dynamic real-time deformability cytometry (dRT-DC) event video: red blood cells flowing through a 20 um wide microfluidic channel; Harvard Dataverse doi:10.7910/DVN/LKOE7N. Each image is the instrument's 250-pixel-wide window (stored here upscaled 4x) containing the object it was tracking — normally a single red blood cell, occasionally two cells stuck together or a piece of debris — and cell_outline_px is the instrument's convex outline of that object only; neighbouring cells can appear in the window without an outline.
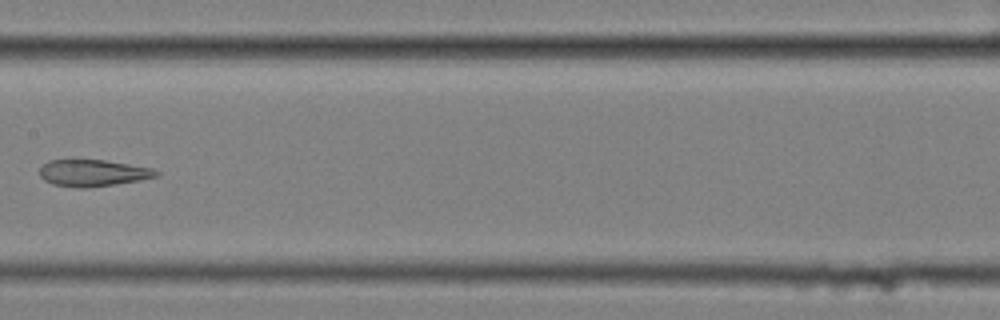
{"species": "common noctule bat (a hibernating species)", "species_latin": "Nyctalus noctula", "temperature_condition": "cold", "stored_images_in_passage": 7, "camera_frame_rate_fps": 3000, "um_per_image_px": 0.085, "animal": {"sex": "female", "body_mass_g": 25.1}, "frame": {"image": 1, "passage_image": 5, "time_ms": 1.333, "image_size_px": [1000, 320], "cell_outline_px": [[160, 176], [140, 180], [116, 184], [88, 188], [76, 188], [52, 184], [44, 180], [40, 176], [40, 168], [48, 160], [68, 156], [104, 160], [152, 168], [160, 172]], "centroid_in_image_um": [7.84, 14.66], "position_along_channel_um": 199.6, "area_um2": 19.02}}
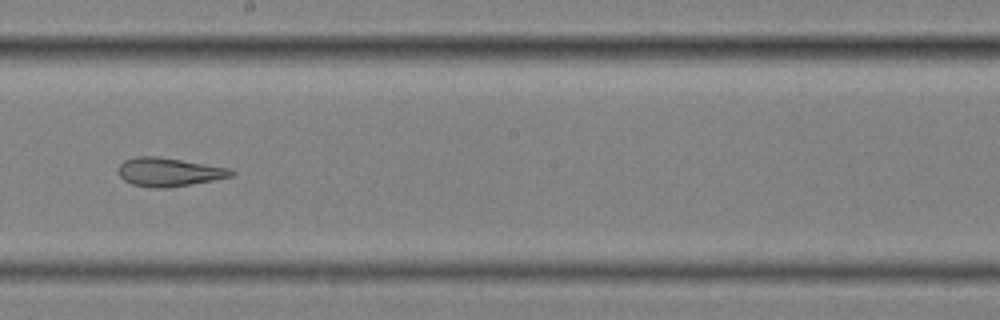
{"frame": {"image": 2, "passage_image": 6, "time_ms": 1.667, "image_size_px": [1000, 320], "cell_outline_px": [[236, 172], [232, 176], [212, 180], [168, 188], [152, 188], [132, 184], [124, 180], [116, 172], [120, 164], [124, 160], [136, 156], [156, 156], [232, 168]], "centroid_in_image_um": [14.34, 14.62], "position_along_channel_um": 233.9, "area_um2": 18.9}}
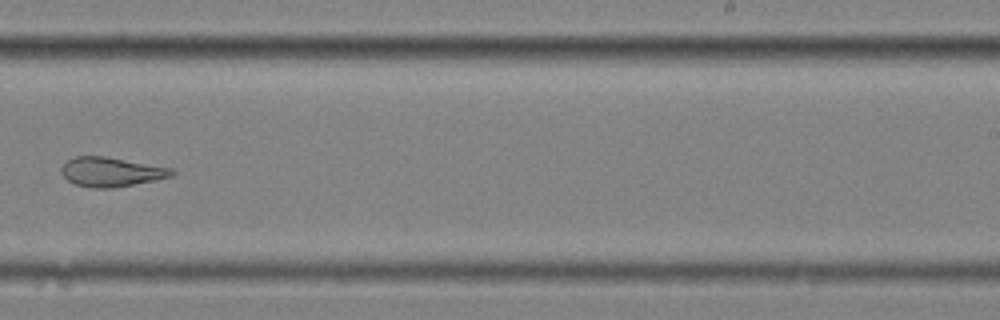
{"frame": {"image": 3, "passage_image": 7, "time_ms": 2.0, "image_size_px": [1000, 320], "cell_outline_px": [[176, 172], [172, 176], [156, 180], [112, 188], [92, 188], [76, 184], [68, 180], [60, 172], [60, 168], [68, 160], [76, 156], [104, 156], [172, 168]], "centroid_in_image_um": [9.45, 14.61], "position_along_channel_um": 279.5, "area_um2": 18.79}}